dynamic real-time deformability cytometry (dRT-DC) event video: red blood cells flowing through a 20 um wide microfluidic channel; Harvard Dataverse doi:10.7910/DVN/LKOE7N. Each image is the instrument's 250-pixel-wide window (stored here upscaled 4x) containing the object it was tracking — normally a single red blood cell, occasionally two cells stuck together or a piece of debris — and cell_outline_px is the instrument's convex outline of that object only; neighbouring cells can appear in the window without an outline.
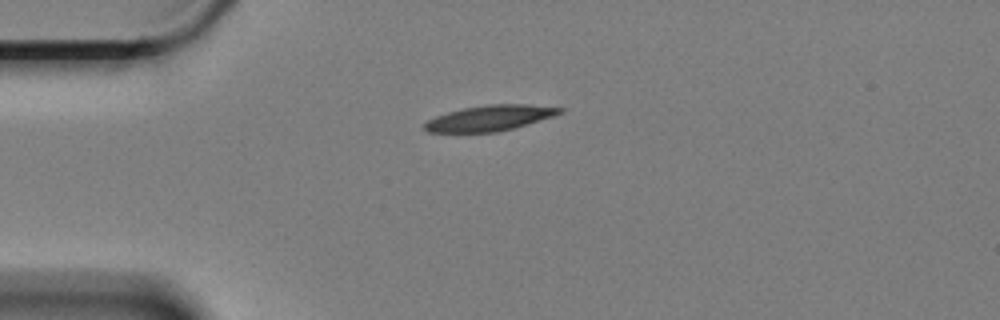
{"species": "Egyptian fruit bat (a non-hibernating species)", "species_latin": "Rousettus aegyptiacus", "temperature_condition": "cold", "stored_images_in_passage": 46, "camera_frame_rate_fps": 3000, "um_per_image_px": 0.085, "animal": {"sex": "female"}, "frame": {"image": 1, "passage_image": 1, "time_ms": 0.0, "image_size_px": [1000, 320], "cell_outline_px": [[568, 108], [564, 112], [556, 116], [512, 128], [496, 132], [428, 132], [424, 128], [424, 124], [428, 120], [436, 116], [448, 112], [464, 108], [488, 104], [528, 104]], "centroid_in_image_um": [41.71, 10.02], "position_along_channel_um": 43.3, "area_um2": 20.17}}
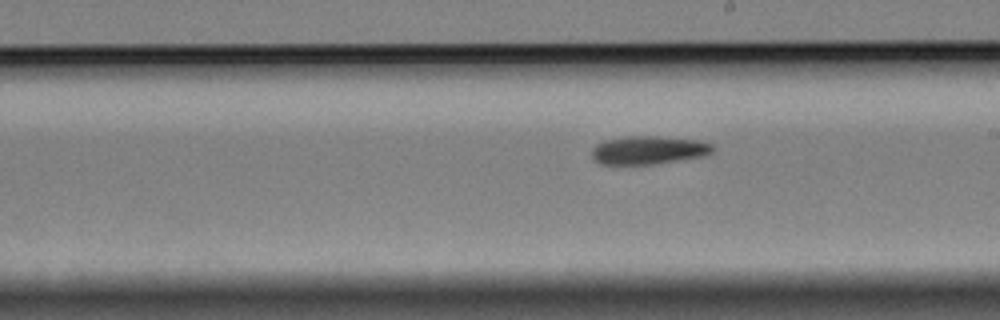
{"frame": {"image": 2, "passage_image": 20, "time_ms": 6.333, "image_size_px": [1000, 320], "cell_outline_px": [[712, 152], [704, 156], [652, 164], [600, 164], [592, 160], [592, 148], [596, 144], [604, 140], [624, 136], [656, 136], [696, 140], [712, 144]], "centroid_in_image_um": [55.05, 12.76], "position_along_channel_um": 233.9, "area_um2": 19.88}}
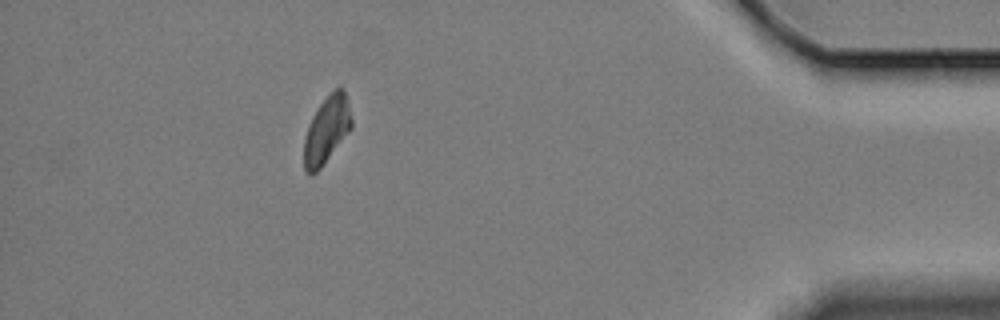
{"frame": {"image": 3, "passage_image": 40, "time_ms": 13.0, "image_size_px": [1000, 320], "cell_outline_px": [[352, 128], [320, 168], [316, 172], [304, 172], [304, 136], [308, 124], [316, 108], [340, 84], [344, 88], [348, 100], [352, 120]], "centroid_in_image_um": [27.77, 11.0], "position_along_channel_um": 407.4, "area_um2": 18.55}, "authors_computed_cell_mechanics": {"area_um2": 19.8254, "velocity_mm_per_s": 3.338, "shape_relaxation_time_tau1_ms": 7.0145, "shape_relaxation_time_tau2_ms": null, "deformation_change_tau1": 0.1544, "deformation_change_tau2": null}}